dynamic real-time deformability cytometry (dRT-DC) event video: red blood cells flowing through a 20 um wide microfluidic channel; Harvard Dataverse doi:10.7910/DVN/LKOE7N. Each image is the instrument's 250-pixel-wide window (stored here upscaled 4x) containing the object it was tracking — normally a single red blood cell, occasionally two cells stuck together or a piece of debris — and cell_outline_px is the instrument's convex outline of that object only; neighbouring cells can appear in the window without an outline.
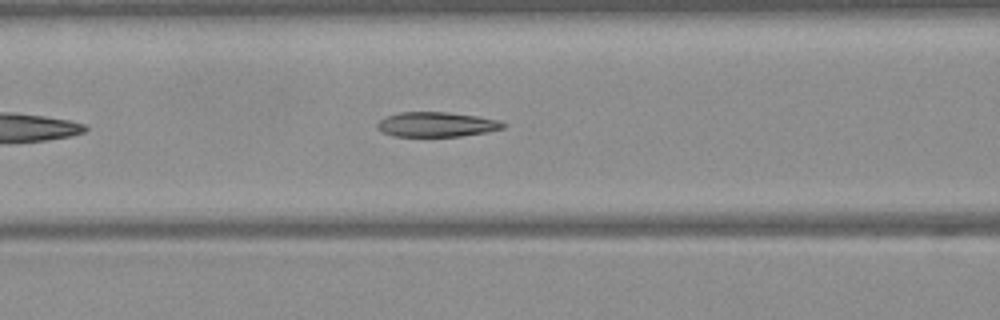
{"species": "Egyptian fruit bat (a non-hibernating species)", "species_latin": "Rousettus aegyptiacus", "temperature_condition": "warm", "stored_images_in_passage": 13, "camera_frame_rate_fps": 3000, "um_per_image_px": 0.085, "frame": {"image": 1, "passage_image": 10, "time_ms": 3.0, "image_size_px": [1000, 320], "cell_outline_px": [[504, 128], [484, 132], [460, 136], [392, 136], [376, 128], [376, 124], [384, 116], [400, 112], [448, 112], [476, 116], [500, 120], [504, 124]], "centroid_in_image_um": [37.05, 10.57], "position_along_channel_um": 129.5, "area_um2": 18.09}}